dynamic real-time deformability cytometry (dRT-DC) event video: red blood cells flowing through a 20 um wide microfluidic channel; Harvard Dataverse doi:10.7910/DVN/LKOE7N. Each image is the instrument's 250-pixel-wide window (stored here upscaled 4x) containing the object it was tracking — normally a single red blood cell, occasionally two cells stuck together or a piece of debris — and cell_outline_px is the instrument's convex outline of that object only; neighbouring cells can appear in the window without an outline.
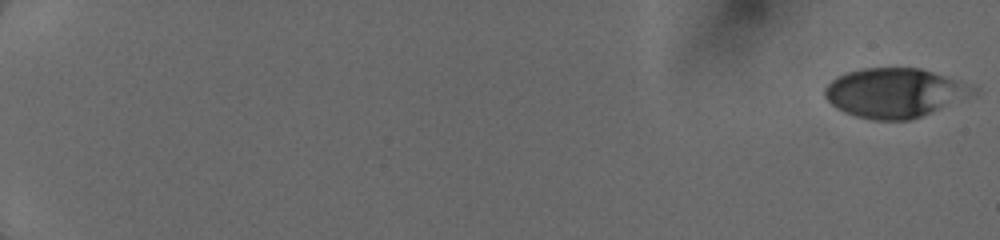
{"species": "human", "species_latin": "Homo sapiens", "temperature_condition": "cold", "stored_images_in_passage": 48, "camera_frame_rate_fps": 3000, "um_per_image_px": 0.085, "donor": {"sex": "female"}, "frame": {"image": 1, "passage_image": 1, "time_ms": 0.0, "image_size_px": [1000, 240], "cell_outline_px": [[980, 92], [976, 96], [932, 112], [908, 120], [872, 120], [856, 116], [844, 112], [836, 108], [824, 96], [824, 88], [836, 76], [848, 72], [864, 68], [920, 68], [980, 88]], "centroid_in_image_um": [76.1, 7.9], "position_along_channel_um": 8.9, "area_um2": 42.89}}
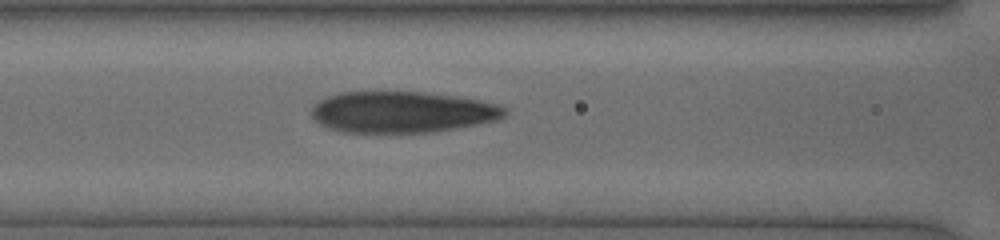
{"frame": {"image": 2, "passage_image": 47, "time_ms": 8.333, "image_size_px": [1000, 240], "cell_outline_px": [[508, 112], [504, 116], [496, 120], [456, 128], [432, 132], [344, 132], [328, 128], [320, 124], [312, 116], [312, 108], [320, 100], [328, 96], [340, 92], [424, 92], [480, 100], [496, 104], [504, 108]], "centroid_in_image_um": [34.17, 9.52], "position_along_channel_um": 132.4, "area_um2": 46.07}}